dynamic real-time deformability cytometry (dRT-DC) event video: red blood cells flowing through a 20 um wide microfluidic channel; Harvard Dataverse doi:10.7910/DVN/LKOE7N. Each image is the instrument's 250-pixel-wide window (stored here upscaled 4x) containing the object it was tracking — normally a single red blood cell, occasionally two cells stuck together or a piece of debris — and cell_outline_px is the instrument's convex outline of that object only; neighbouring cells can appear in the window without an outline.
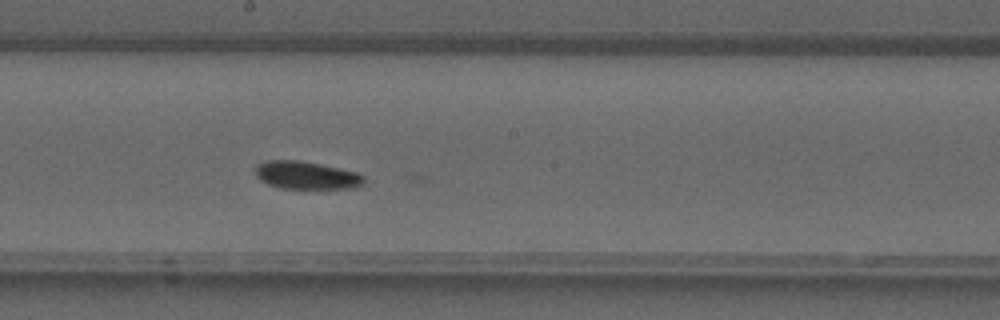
{"species": "common noctule bat (a hibernating species)", "species_latin": "Nyctalus noctula", "temperature_condition": "warm", "stored_images_in_passage": 36, "camera_frame_rate_fps": 3000, "um_per_image_px": 0.085, "animal": {"sex": "male", "forearm_length_mm": 52.5}, "frame": {"image": 1, "passage_image": 18, "time_ms": 5.667, "image_size_px": [1000, 320], "cell_outline_px": [[364, 184], [352, 188], [280, 188], [268, 184], [260, 180], [256, 176], [256, 164], [264, 160], [300, 160], [320, 164], [356, 172], [364, 176]], "centroid_in_image_um": [26.01, 14.89], "position_along_channel_um": 222.2, "area_um2": 17.57}}
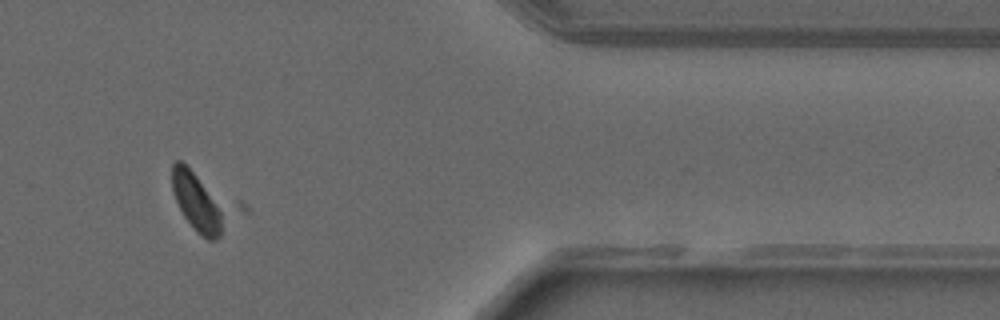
{"frame": {"image": 2, "passage_image": 30, "time_ms": 9.667, "image_size_px": [1000, 320], "cell_outline_px": [[220, 236], [216, 240], [208, 240], [196, 232], [184, 216], [176, 200], [172, 188], [172, 164], [176, 160], [180, 160], [196, 176], [220, 212]], "centroid_in_image_um": [16.6, 17.19], "position_along_channel_um": 394.8, "area_um2": 15.9}}
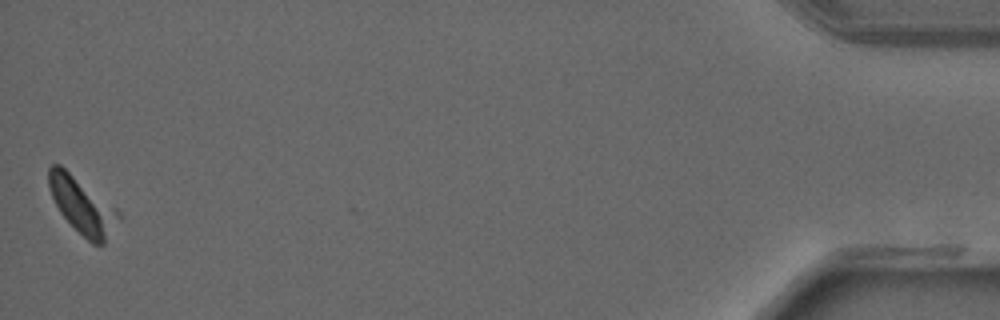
{"frame": {"image": 3, "passage_image": 36, "time_ms": 11.667, "image_size_px": [1000, 320], "cell_outline_px": [[124, 216], [104, 244], [92, 244], [60, 212], [52, 196], [48, 184], [48, 168], [52, 164], [60, 164], [116, 208]], "centroid_in_image_um": [7.03, 17.47], "position_along_channel_um": 428.2, "area_um2": 22.6}}